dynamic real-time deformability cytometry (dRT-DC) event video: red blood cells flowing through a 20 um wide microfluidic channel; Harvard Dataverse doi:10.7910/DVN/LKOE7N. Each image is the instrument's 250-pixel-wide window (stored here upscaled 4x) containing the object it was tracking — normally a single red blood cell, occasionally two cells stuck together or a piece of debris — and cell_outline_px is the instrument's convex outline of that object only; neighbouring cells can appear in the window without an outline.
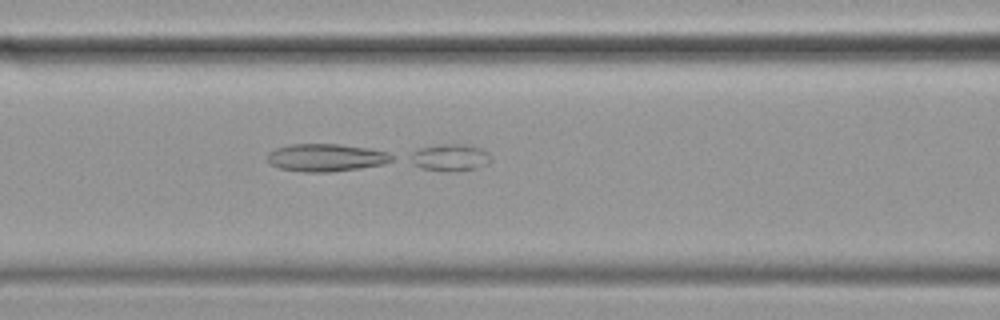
{"species": "common noctule bat (a hibernating species)", "species_latin": "Nyctalus noctula", "temperature_condition": "cold", "stored_images_in_passage": 56, "camera_frame_rate_fps": 3000, "um_per_image_px": 0.085, "animal": {"sex": "female", "body_mass_g": 19.9}, "frame": {"image": 1, "passage_image": 23, "time_ms": 7.333, "image_size_px": [1000, 320], "cell_outline_px": [[492, 160], [488, 164], [476, 168], [444, 172], [420, 168], [404, 160], [404, 156], [416, 148], [440, 144], [464, 144], [480, 148], [488, 152], [492, 156]], "centroid_in_image_um": [38.13, 13.39], "position_along_channel_um": 128.5, "area_um2": 13.35}}